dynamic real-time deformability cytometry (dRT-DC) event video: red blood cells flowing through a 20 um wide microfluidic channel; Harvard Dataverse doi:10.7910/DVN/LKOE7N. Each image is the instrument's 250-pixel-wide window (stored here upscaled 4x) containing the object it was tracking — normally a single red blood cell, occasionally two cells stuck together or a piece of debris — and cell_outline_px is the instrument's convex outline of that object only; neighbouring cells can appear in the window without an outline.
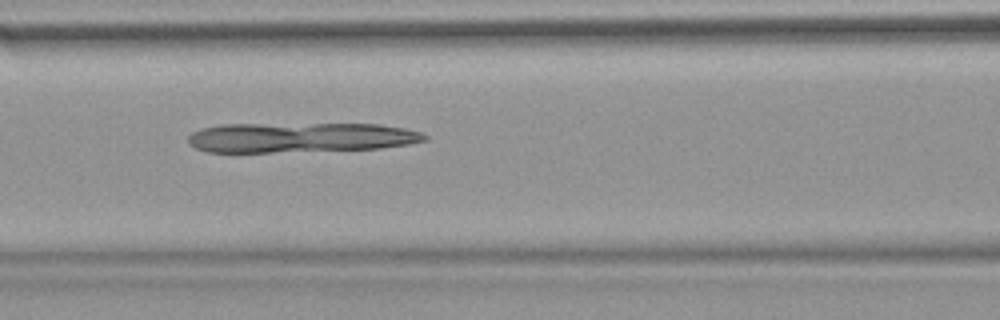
{"species": "common noctule bat (a hibernating species)", "species_latin": "Nyctalus noctula", "temperature_condition": "warm", "stored_images_in_passage": 51, "camera_frame_rate_fps": 3000, "um_per_image_px": 0.085, "animal": {"sex": "female", "body_mass_g": 18.4}, "frame": {"image": 1, "passage_image": 22, "time_ms": 7.0, "image_size_px": [1000, 320], "cell_outline_px": [[428, 140], [408, 144], [380, 148], [272, 152], [208, 152], [196, 148], [188, 144], [188, 136], [192, 132], [200, 128], [220, 124], [380, 124], [404, 128], [420, 132], [428, 136]], "centroid_in_image_um": [25.5, 11.68], "position_along_channel_um": 141.1, "area_um2": 41.27}}